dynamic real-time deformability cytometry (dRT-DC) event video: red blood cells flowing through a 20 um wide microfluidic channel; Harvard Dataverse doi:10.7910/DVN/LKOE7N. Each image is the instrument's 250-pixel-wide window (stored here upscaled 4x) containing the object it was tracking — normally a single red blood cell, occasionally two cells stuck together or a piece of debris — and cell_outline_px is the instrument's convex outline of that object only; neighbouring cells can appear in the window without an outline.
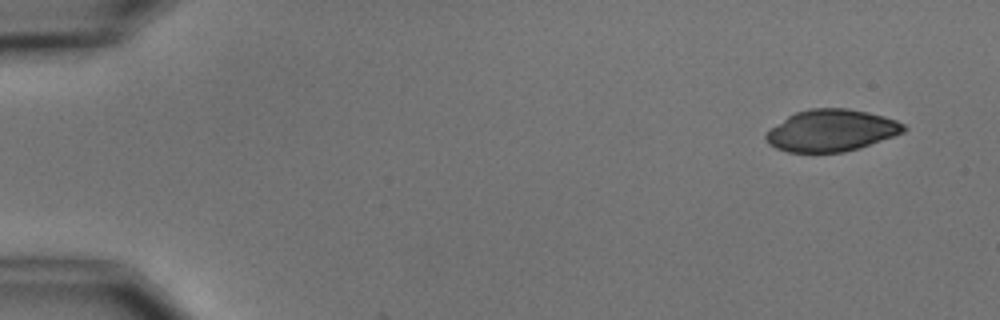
{"species": "common noctule bat (a hibernating species)", "species_latin": "Nyctalus noctula", "temperature_condition": "cold", "stored_images_in_passage": 6, "camera_frame_rate_fps": 3000, "um_per_image_px": 0.085, "animal": {"sex": "male", "body_mass_g": 15.6}, "frame": {"image": 1, "passage_image": 1, "time_ms": 0.0, "image_size_px": [1000, 320], "cell_outline_px": [[908, 128], [904, 132], [860, 148], [844, 152], [788, 152], [776, 148], [768, 144], [764, 140], [764, 136], [772, 128], [788, 116], [796, 112], [808, 108], [848, 108], [868, 112], [884, 116], [896, 120], [904, 124]], "centroid_in_image_um": [70.67, 11.09], "position_along_channel_um": 14.3, "area_um2": 33.58}}